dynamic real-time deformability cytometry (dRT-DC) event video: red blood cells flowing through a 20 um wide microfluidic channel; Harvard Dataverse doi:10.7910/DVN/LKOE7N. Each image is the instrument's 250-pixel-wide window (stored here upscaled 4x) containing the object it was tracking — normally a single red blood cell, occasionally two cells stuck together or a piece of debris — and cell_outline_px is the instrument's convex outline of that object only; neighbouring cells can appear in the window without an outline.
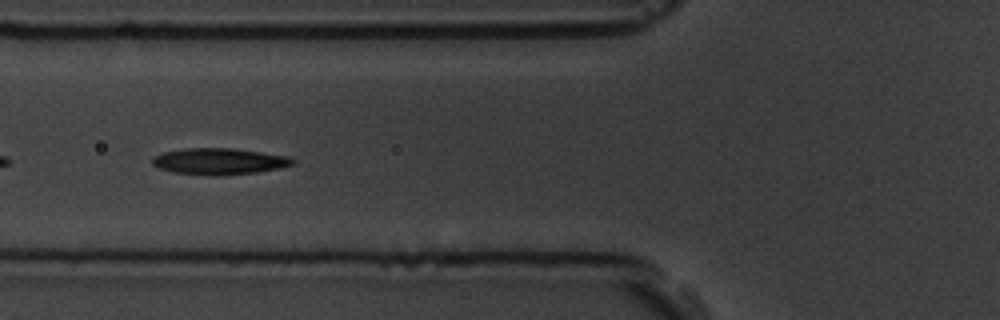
{"species": "common noctule bat (a hibernating species)", "species_latin": "Nyctalus noctula", "temperature_condition": "room temperature", "stored_images_in_passage": 7, "camera_frame_rate_fps": 3000, "um_per_image_px": 0.085, "animal": {"sex": "male", "body_mass_g": 19.5, "forearm_length_mm": 54.6}, "frame": {"image": 1, "passage_image": 5, "time_ms": 4.667, "image_size_px": [1000, 320], "cell_outline_px": [[296, 160], [292, 164], [280, 168], [256, 172], [216, 176], [172, 172], [160, 168], [152, 164], [152, 156], [164, 152], [184, 148], [232, 148], [288, 156]], "centroid_in_image_um": [18.61, 13.71], "position_along_channel_um": 107.2, "area_um2": 21.5}}
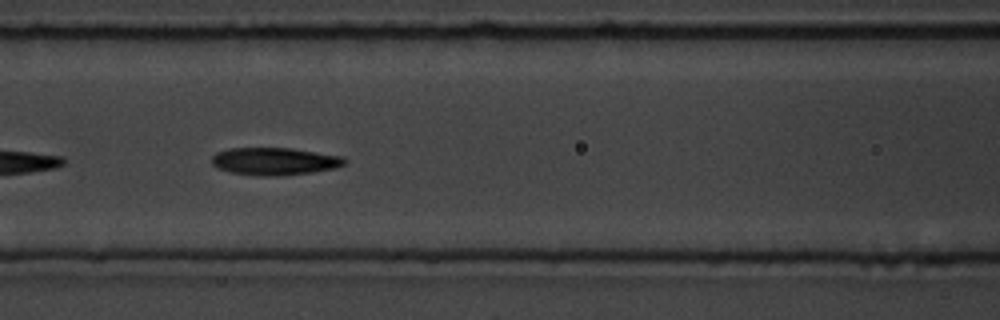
{"frame": {"image": 2, "passage_image": 6, "time_ms": 5.667, "image_size_px": [1000, 320], "cell_outline_px": [[348, 160], [344, 164], [336, 168], [312, 172], [280, 176], [256, 176], [232, 172], [216, 168], [212, 164], [212, 156], [216, 152], [228, 148], [292, 148], [344, 156]], "centroid_in_image_um": [23.35, 13.71], "position_along_channel_um": 143.2, "area_um2": 21.56}}